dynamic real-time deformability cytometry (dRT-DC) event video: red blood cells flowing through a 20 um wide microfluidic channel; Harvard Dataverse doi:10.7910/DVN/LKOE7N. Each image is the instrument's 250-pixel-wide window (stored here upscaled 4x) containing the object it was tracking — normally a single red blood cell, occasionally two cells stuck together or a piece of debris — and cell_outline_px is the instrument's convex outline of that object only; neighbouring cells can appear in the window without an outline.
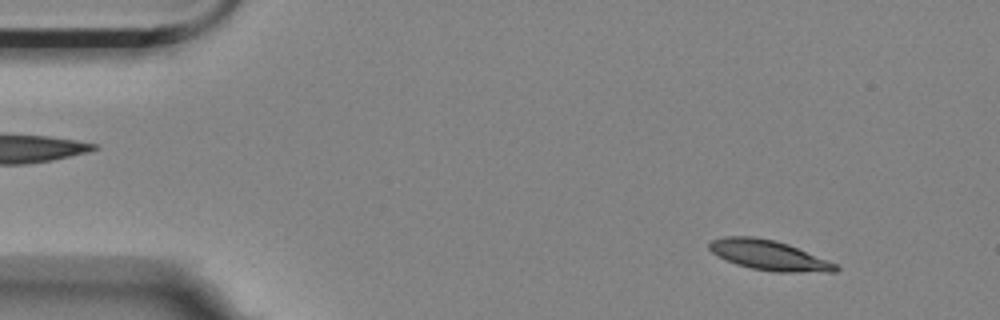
{"species": "Egyptian fruit bat (a non-hibernating species)", "species_latin": "Rousettus aegyptiacus", "temperature_condition": "room temperature", "stored_images_in_passage": 4, "camera_frame_rate_fps": 3000, "um_per_image_px": 0.085, "animal": {"sex": "female"}, "frame": {"image": 1, "passage_image": 1, "time_ms": 0.0, "image_size_px": [1000, 320], "cell_outline_px": [[840, 268], [836, 272], [772, 272], [752, 268], [736, 264], [712, 252], [708, 248], [708, 244], [712, 240], [724, 236], [752, 236], [776, 240], [788, 244], [828, 260], [836, 264]], "centroid_in_image_um": [65.37, 21.69], "position_along_channel_um": 19.6, "area_um2": 22.02}}